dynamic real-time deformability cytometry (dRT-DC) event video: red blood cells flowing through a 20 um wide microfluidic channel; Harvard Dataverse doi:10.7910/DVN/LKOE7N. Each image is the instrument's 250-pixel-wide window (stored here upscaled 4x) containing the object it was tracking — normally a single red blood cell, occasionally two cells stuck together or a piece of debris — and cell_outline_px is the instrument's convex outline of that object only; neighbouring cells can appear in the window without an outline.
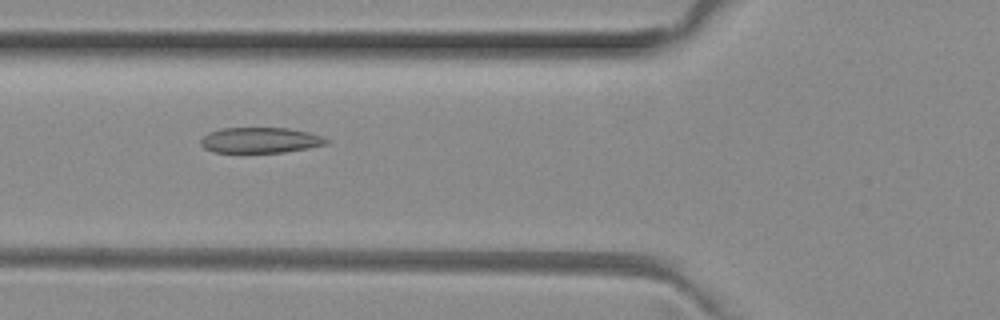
{"species": "common noctule bat (a hibernating species)", "species_latin": "Nyctalus noctula", "temperature_condition": "room temperature", "stored_images_in_passage": 9, "camera_frame_rate_fps": 3000, "um_per_image_px": 0.085, "animal": {"sex": "female", "body_mass_g": 29.2, "forearm_length_mm": 56.3}, "frame": {"image": 1, "passage_image": 6, "time_ms": 1.667, "image_size_px": [1000, 320], "cell_outline_px": [[332, 140], [328, 144], [308, 148], [284, 152], [212, 152], [204, 148], [200, 144], [200, 140], [208, 132], [220, 128], [288, 128], [308, 132]], "centroid_in_image_um": [22.12, 11.91], "position_along_channel_um": 103.7, "area_um2": 18.79}}
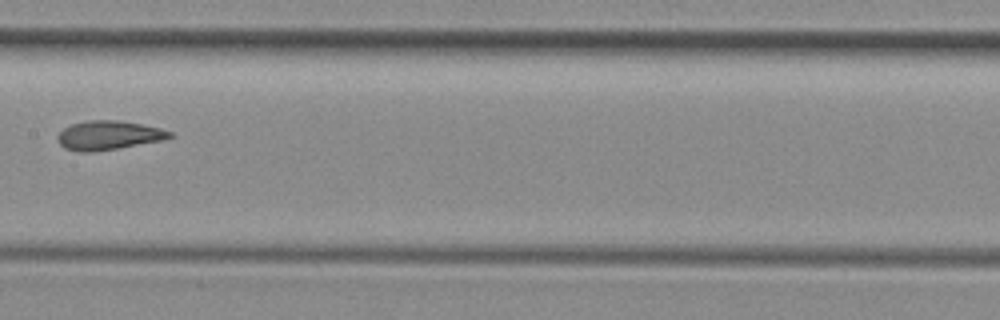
{"frame": {"image": 2, "passage_image": 8, "time_ms": 2.333, "image_size_px": [1000, 320], "cell_outline_px": [[176, 136], [160, 140], [116, 148], [92, 152], [80, 152], [64, 148], [60, 144], [56, 136], [64, 128], [72, 124], [88, 120], [116, 120], [140, 124], [160, 128], [172, 132]], "centroid_in_image_um": [9.2, 11.5], "position_along_channel_um": 198.2, "area_um2": 18.73}}
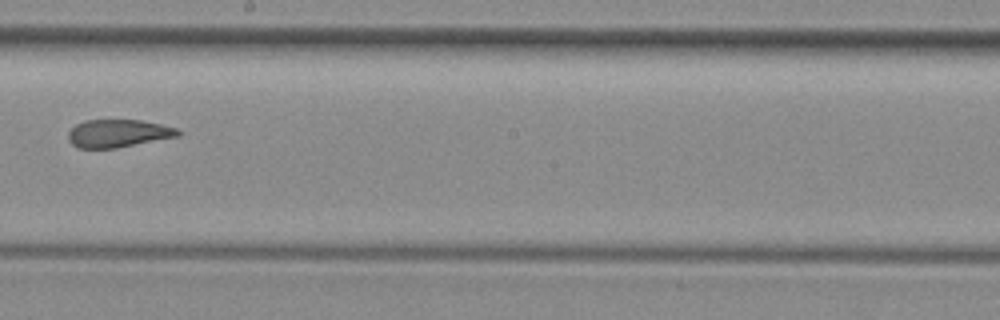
{"frame": {"image": 3, "passage_image": 9, "time_ms": 2.667, "image_size_px": [1000, 320], "cell_outline_px": [[184, 132], [180, 136], [116, 148], [76, 148], [68, 140], [68, 132], [76, 124], [84, 120], [140, 120], [160, 124], [176, 128]], "centroid_in_image_um": [10.05, 11.34], "position_along_channel_um": 238.1, "area_um2": 17.92}}